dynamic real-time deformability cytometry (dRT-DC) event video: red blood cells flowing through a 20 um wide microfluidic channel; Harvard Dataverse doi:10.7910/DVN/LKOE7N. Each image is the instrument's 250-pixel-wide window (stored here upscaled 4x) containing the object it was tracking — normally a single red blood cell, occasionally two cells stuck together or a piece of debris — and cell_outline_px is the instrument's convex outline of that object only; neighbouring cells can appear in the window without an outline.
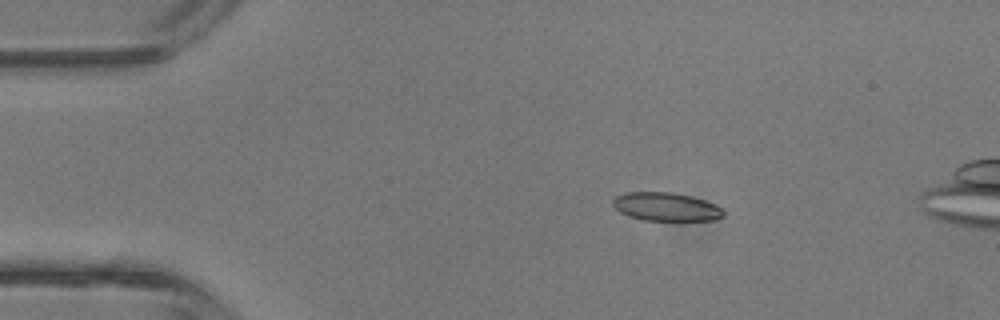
{"species": "common noctule bat (a hibernating species)", "species_latin": "Nyctalus noctula", "temperature_condition": "room temperature", "stored_images_in_passage": 5, "camera_frame_rate_fps": 3000, "um_per_image_px": 0.085, "animal": {"sex": "male", "body_mass_g": 13.3}, "frame": {"image": 1, "passage_image": 3, "time_ms": 2.0, "image_size_px": [1000, 320], "cell_outline_px": [[724, 216], [716, 220], [644, 220], [628, 216], [620, 212], [612, 204], [612, 200], [616, 196], [628, 192], [672, 192], [692, 196], [704, 200], [720, 208], [724, 212]], "centroid_in_image_um": [56.59, 17.57], "position_along_channel_um": 28.4, "area_um2": 18.21}}